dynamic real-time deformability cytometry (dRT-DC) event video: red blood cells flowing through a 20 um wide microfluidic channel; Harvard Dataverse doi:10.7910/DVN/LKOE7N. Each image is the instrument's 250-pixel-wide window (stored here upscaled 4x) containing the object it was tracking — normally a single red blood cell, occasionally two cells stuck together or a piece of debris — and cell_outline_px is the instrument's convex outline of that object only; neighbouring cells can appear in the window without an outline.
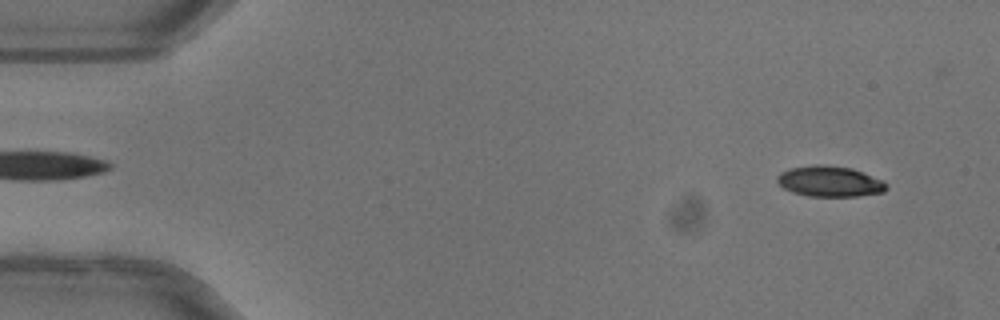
{"species": "common noctule bat (a hibernating species)", "species_latin": "Nyctalus noctula", "temperature_condition": "warm", "stored_images_in_passage": 51, "camera_frame_rate_fps": 3000, "um_per_image_px": 0.085, "animal": {"sex": "female"}, "frame": {"image": 1, "passage_image": 4, "time_ms": 1.0, "image_size_px": [1000, 320], "cell_outline_px": [[888, 188], [884, 192], [856, 196], [808, 196], [792, 192], [784, 188], [776, 180], [776, 176], [780, 172], [792, 168], [816, 164], [820, 164], [852, 168], [884, 180], [888, 184]], "centroid_in_image_um": [70.55, 15.42], "position_along_channel_um": 14.4, "area_um2": 19.59}}
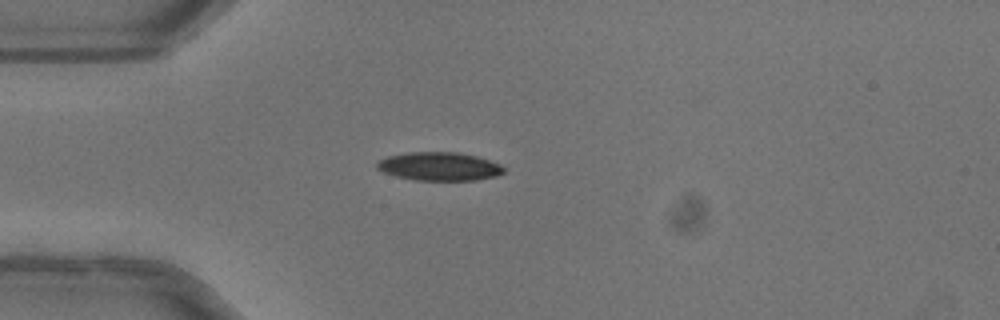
{"frame": {"image": 2, "passage_image": 14, "time_ms": 4.333, "image_size_px": [1000, 320], "cell_outline_px": [[504, 172], [496, 176], [476, 180], [416, 180], [396, 176], [384, 172], [376, 168], [376, 164], [380, 160], [388, 156], [408, 152], [456, 152], [476, 156], [500, 164], [504, 168]], "centroid_in_image_um": [37.34, 14.14], "position_along_channel_um": 47.7, "area_um2": 20.87}}
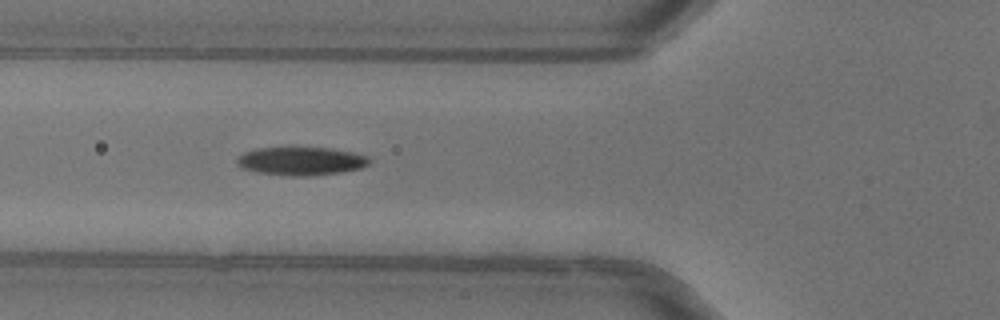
{"frame": {"image": 3, "passage_image": 19, "time_ms": 6.0, "image_size_px": [1000, 320], "cell_outline_px": [[372, 160], [368, 164], [360, 168], [340, 172], [308, 176], [288, 176], [256, 172], [240, 168], [236, 164], [236, 156], [244, 152], [256, 148], [292, 144], [332, 148], [352, 152], [368, 156]], "centroid_in_image_um": [25.51, 13.64], "position_along_channel_um": 100.3, "area_um2": 23.06}, "authors_computed_cell_mechanics": {"area_um2": 21.386, "velocity_mm_per_s": 4.0576, "shape_relaxation_time_tau1_ms": 5.4434, "shape_relaxation_time_tau2_ms": 3.2242, "deformation_change_tau1": 0.1919, "deformation_change_tau2": 0.0898}}